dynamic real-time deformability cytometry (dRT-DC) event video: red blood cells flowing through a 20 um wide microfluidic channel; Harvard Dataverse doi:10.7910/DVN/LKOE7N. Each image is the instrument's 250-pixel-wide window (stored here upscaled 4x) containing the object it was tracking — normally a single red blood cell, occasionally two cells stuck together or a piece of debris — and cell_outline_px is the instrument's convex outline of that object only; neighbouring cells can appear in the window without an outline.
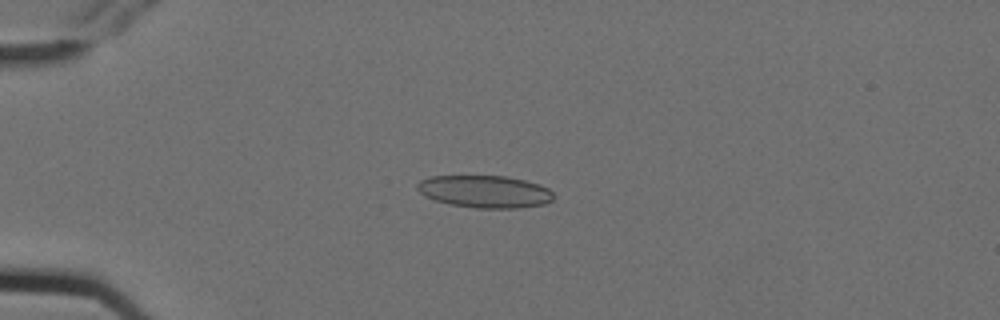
{"species": "Egyptian fruit bat (a non-hibernating species)", "species_latin": "Rousettus aegyptiacus", "temperature_condition": "cold", "stored_images_in_passage": 6, "camera_frame_rate_fps": 3000, "um_per_image_px": 0.085, "animal": {"sex": "female"}, "frame": {"image": 1, "passage_image": 5, "time_ms": 1.333, "image_size_px": [1000, 320], "cell_outline_px": [[552, 200], [544, 204], [520, 208], [476, 208], [448, 204], [424, 196], [416, 188], [416, 184], [420, 180], [432, 176], [504, 176], [524, 180], [540, 184], [548, 188], [552, 192]], "centroid_in_image_um": [41.19, 16.28], "position_along_channel_um": 43.8, "area_um2": 25.72}}